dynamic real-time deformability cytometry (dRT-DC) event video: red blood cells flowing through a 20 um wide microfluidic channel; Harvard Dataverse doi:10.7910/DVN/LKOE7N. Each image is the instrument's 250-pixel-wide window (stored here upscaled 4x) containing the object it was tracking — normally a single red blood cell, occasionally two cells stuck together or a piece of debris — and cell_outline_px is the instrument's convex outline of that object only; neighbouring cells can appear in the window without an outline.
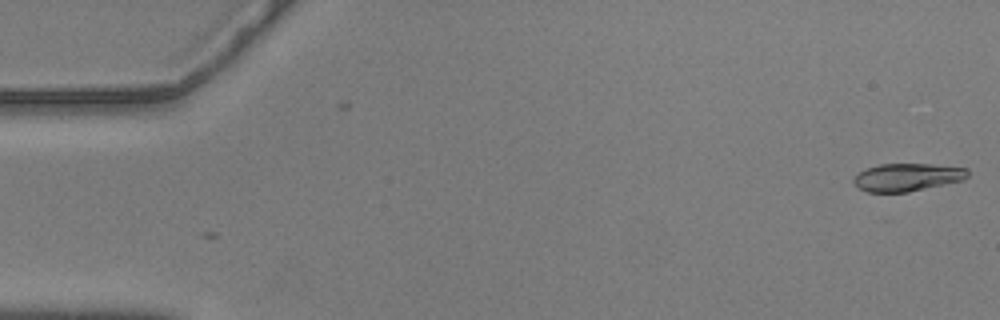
{"species": "common noctule bat (a hibernating species)", "species_latin": "Nyctalus noctula", "temperature_condition": "warm", "stored_images_in_passage": 32, "camera_frame_rate_fps": 3000, "um_per_image_px": 0.085, "animal": {"sex": "male", "body_mass_g": 20.5, "forearm_length_mm": 52.5}, "frame": {"image": 1, "passage_image": 1, "time_ms": 0.0, "image_size_px": [1000, 320], "cell_outline_px": [[968, 176], [964, 180], [908, 192], [868, 192], [856, 188], [852, 180], [860, 172], [868, 168], [880, 164], [932, 164], [968, 168]], "centroid_in_image_um": [77.12, 15.07], "position_along_channel_um": 7.9, "area_um2": 18.5}}
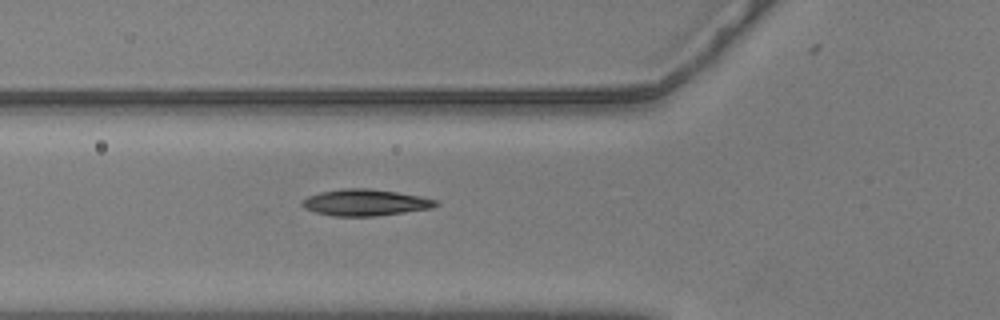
{"frame": {"image": 2, "passage_image": 20, "time_ms": 6.333, "image_size_px": [1000, 320], "cell_outline_px": [[440, 204], [432, 208], [376, 216], [332, 216], [316, 212], [304, 208], [300, 204], [300, 200], [308, 196], [320, 192], [340, 188], [368, 188], [396, 192], [420, 196], [436, 200]], "centroid_in_image_um": [31.0, 17.21], "position_along_channel_um": 94.8, "area_um2": 20.69}}
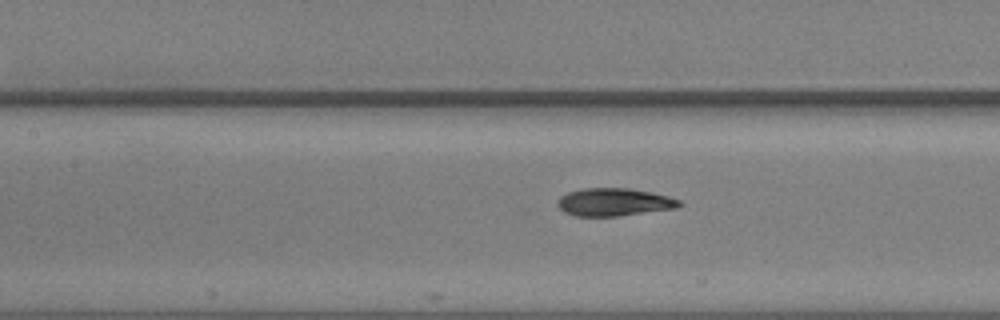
{"frame": {"image": 3, "passage_image": 25, "time_ms": 8.0, "image_size_px": [1000, 320], "cell_outline_px": [[684, 204], [676, 208], [620, 216], [576, 216], [564, 212], [556, 204], [556, 200], [560, 196], [568, 192], [584, 188], [628, 188], [652, 192], [668, 196], [680, 200]], "centroid_in_image_um": [52.19, 17.18], "position_along_channel_um": 155.2, "area_um2": 19.88}}